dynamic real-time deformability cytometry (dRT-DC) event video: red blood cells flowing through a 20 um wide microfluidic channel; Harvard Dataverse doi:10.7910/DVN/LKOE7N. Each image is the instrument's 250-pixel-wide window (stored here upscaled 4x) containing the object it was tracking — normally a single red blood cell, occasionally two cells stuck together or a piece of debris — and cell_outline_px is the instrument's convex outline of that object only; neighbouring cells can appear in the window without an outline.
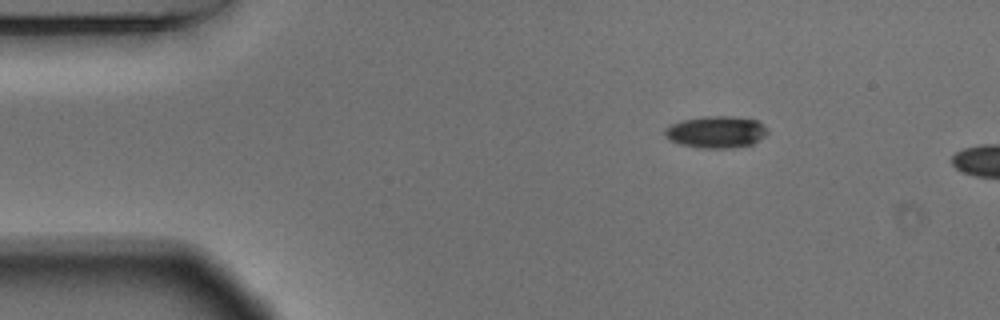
{"species": "Egyptian fruit bat (a non-hibernating species)", "species_latin": "Rousettus aegyptiacus", "temperature_condition": "warm", "stored_images_in_passage": 5, "camera_frame_rate_fps": 3000, "um_per_image_px": 0.085, "animal": {"sex": "male"}, "frame": {"image": 1, "passage_image": 1, "time_ms": 0.0, "image_size_px": [1000, 320], "cell_outline_px": [[768, 132], [764, 136], [752, 144], [728, 148], [700, 148], [680, 144], [664, 136], [664, 128], [672, 124], [684, 120], [704, 116], [732, 116], [756, 120], [764, 124]], "centroid_in_image_um": [60.87, 11.21], "position_along_channel_um": 24.1, "area_um2": 18.96}}